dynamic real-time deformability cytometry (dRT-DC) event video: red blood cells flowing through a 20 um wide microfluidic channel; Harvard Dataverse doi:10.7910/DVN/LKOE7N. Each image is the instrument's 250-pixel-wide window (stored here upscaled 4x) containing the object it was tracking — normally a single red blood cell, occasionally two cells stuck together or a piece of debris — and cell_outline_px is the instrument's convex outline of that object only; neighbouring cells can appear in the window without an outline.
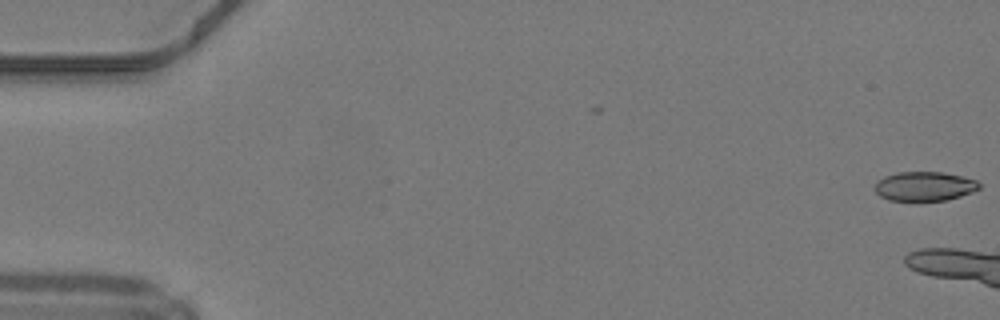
{"species": "common noctule bat (a hibernating species)", "species_latin": "Nyctalus noctula", "temperature_condition": "warm", "stored_images_in_passage": 7, "camera_frame_rate_fps": 3000, "um_per_image_px": 0.085, "animal": {"sex": "male", "body_mass_g": 19.2, "forearm_length_mm": 51.8}, "frame": {"image": 1, "passage_image": 1, "time_ms": 0.0, "image_size_px": [1000, 320], "cell_outline_px": [[980, 188], [972, 192], [960, 196], [944, 200], [920, 204], [912, 204], [888, 200], [880, 196], [876, 192], [876, 180], [884, 176], [896, 172], [944, 172], [976, 180], [980, 184]], "centroid_in_image_um": [78.53, 15.88], "position_along_channel_um": 6.5, "area_um2": 18.61}}